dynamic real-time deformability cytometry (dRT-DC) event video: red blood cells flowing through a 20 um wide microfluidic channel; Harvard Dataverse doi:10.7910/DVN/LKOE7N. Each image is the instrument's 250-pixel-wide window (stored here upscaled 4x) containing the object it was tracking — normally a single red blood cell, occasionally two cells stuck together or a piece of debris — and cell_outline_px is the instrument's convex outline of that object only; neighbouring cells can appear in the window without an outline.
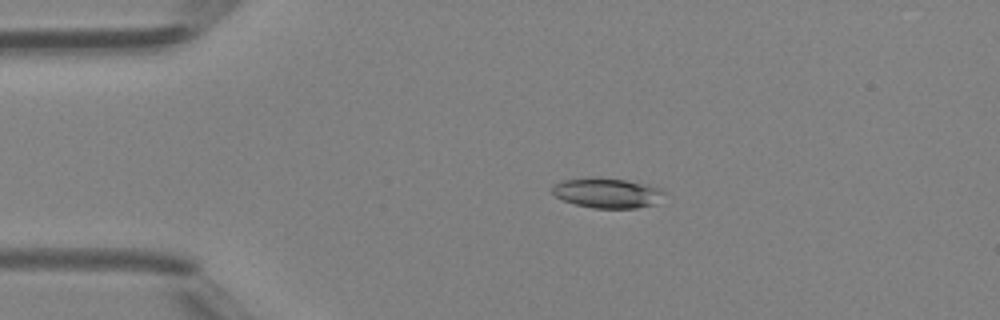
{"species": "Egyptian fruit bat (a non-hibernating species)", "species_latin": "Rousettus aegyptiacus", "temperature_condition": "room temperature", "stored_images_in_passage": 44, "camera_frame_rate_fps": 3000, "um_per_image_px": 0.085, "animal": {"sex": "female"}, "frame": {"image": 1, "passage_image": 7, "time_ms": 2.0, "image_size_px": [1000, 320], "cell_outline_px": [[668, 192], [656, 204], [636, 208], [592, 208], [576, 204], [564, 200], [556, 196], [552, 192], [552, 188], [560, 180], [624, 180], [648, 184], [660, 188]], "centroid_in_image_um": [51.71, 16.45], "position_along_channel_um": 33.3, "area_um2": 18.9}}
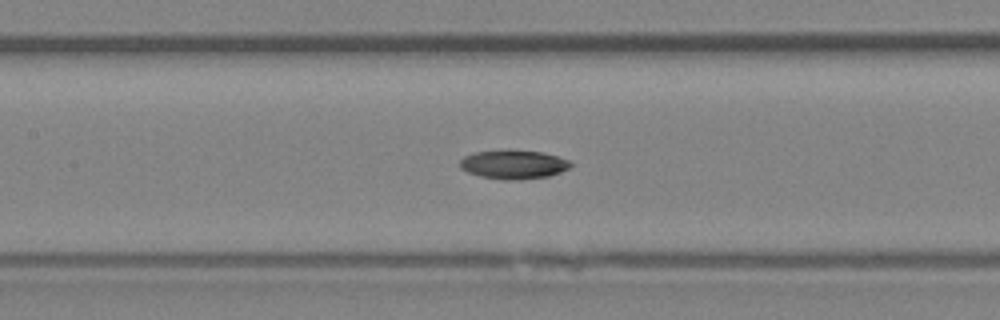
{"frame": {"image": 2, "passage_image": 19, "time_ms": 6.0, "image_size_px": [1000, 320], "cell_outline_px": [[572, 164], [568, 168], [560, 172], [548, 176], [516, 180], [504, 180], [480, 176], [468, 172], [460, 168], [460, 160], [464, 156], [476, 152], [540, 152], [556, 156], [568, 160]], "centroid_in_image_um": [43.63, 14.02], "position_along_channel_um": 163.8, "area_um2": 17.86}}
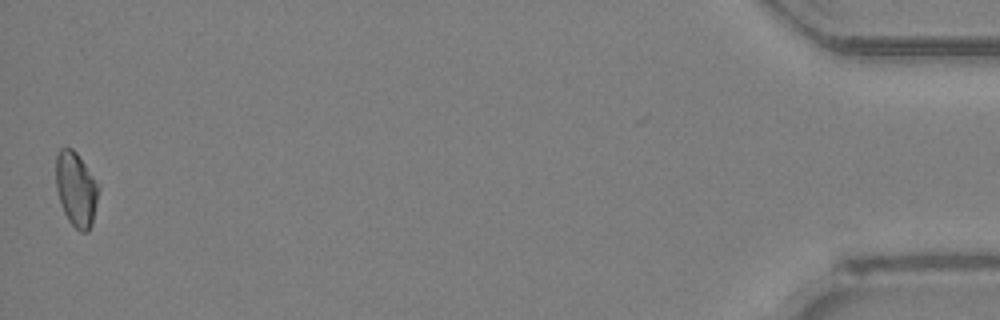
{"frame": {"image": 3, "passage_image": 44, "time_ms": 14.333, "image_size_px": [1000, 320], "cell_outline_px": [[100, 188], [92, 224], [88, 232], [80, 232], [68, 220], [64, 212], [56, 188], [56, 152], [60, 148], [72, 148], [76, 152]], "centroid_in_image_um": [6.46, 16.09], "position_along_channel_um": 428.7, "area_um2": 18.32}}